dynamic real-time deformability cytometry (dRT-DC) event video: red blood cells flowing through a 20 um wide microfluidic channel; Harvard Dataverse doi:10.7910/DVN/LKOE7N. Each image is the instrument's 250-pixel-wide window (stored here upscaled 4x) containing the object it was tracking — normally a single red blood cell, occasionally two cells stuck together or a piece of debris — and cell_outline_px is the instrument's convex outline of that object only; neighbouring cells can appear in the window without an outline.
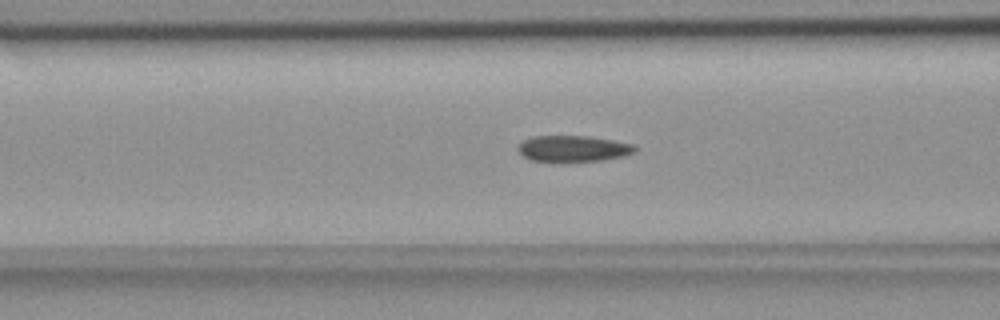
{"species": "common noctule bat (a hibernating species)", "species_latin": "Nyctalus noctula", "temperature_condition": "room temperature", "stored_images_in_passage": 53, "camera_frame_rate_fps": 3000, "um_per_image_px": 0.085, "animal": {"sex": "female", "body_mass_g": 18.4}, "frame": {"image": 1, "passage_image": 20, "time_ms": 6.333, "image_size_px": [1000, 320], "cell_outline_px": [[636, 152], [624, 156], [600, 160], [532, 160], [524, 156], [516, 148], [524, 140], [532, 136], [588, 136], [612, 140], [632, 144], [636, 148]], "centroid_in_image_um": [48.73, 12.61], "position_along_channel_um": 117.9, "area_um2": 17.28}}
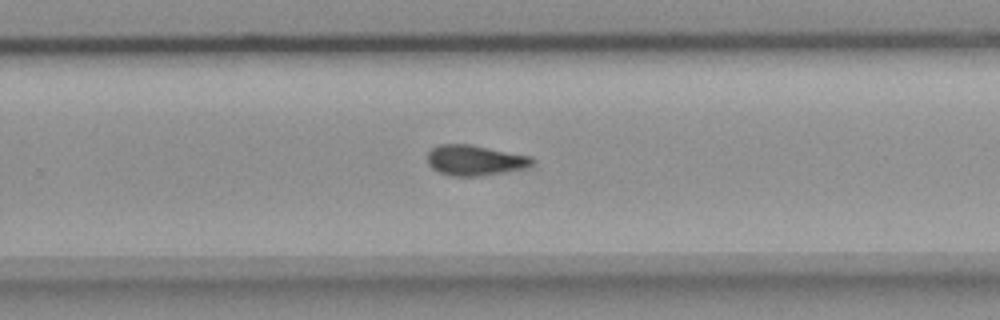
{"frame": {"image": 2, "passage_image": 34, "time_ms": 11.0, "image_size_px": [1000, 320], "cell_outline_px": [[536, 160], [532, 164], [524, 168], [504, 172], [480, 176], [448, 176], [432, 168], [428, 164], [428, 152], [432, 148], [440, 144], [468, 144], [528, 156]], "centroid_in_image_um": [40.32, 13.63], "position_along_channel_um": 289.5, "area_um2": 18.32}}
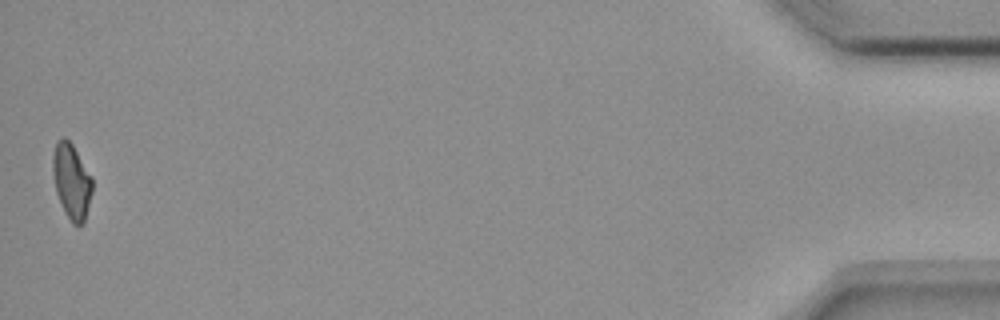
{"frame": {"image": 3, "passage_image": 53, "time_ms": 17.333, "image_size_px": [1000, 320], "cell_outline_px": [[92, 192], [84, 224], [72, 224], [56, 192], [52, 172], [52, 156], [56, 140], [64, 136], [72, 144], [92, 176]], "centroid_in_image_um": [6.08, 15.36], "position_along_channel_um": 429.1, "area_um2": 17.28}, "authors_computed_cell_mechanics": {"area_um2": 18.1492, "velocity_mm_per_s": 3.6936, "shape_relaxation_time_tau1_ms": null, "shape_relaxation_time_tau2_ms": 3.0801, "deformation_change_tau1": null, "deformation_change_tau2": 0.0785}}